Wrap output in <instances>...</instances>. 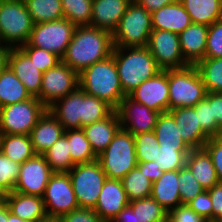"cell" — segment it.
<instances>
[{
	"label": "cell",
	"instance_id": "6da1fadb",
	"mask_svg": "<svg viewBox=\"0 0 222 222\" xmlns=\"http://www.w3.org/2000/svg\"><path fill=\"white\" fill-rule=\"evenodd\" d=\"M112 33L92 26H77L61 62L78 74L112 55Z\"/></svg>",
	"mask_w": 222,
	"mask_h": 222
},
{
	"label": "cell",
	"instance_id": "7a4b0ae2",
	"mask_svg": "<svg viewBox=\"0 0 222 222\" xmlns=\"http://www.w3.org/2000/svg\"><path fill=\"white\" fill-rule=\"evenodd\" d=\"M112 55L126 95L162 71L147 46L114 47Z\"/></svg>",
	"mask_w": 222,
	"mask_h": 222
},
{
	"label": "cell",
	"instance_id": "3957f363",
	"mask_svg": "<svg viewBox=\"0 0 222 222\" xmlns=\"http://www.w3.org/2000/svg\"><path fill=\"white\" fill-rule=\"evenodd\" d=\"M79 87L117 109L126 96L120 84L113 55L85 68L79 74Z\"/></svg>",
	"mask_w": 222,
	"mask_h": 222
},
{
	"label": "cell",
	"instance_id": "277c9868",
	"mask_svg": "<svg viewBox=\"0 0 222 222\" xmlns=\"http://www.w3.org/2000/svg\"><path fill=\"white\" fill-rule=\"evenodd\" d=\"M97 161L107 178L121 180L138 165L134 136L120 128Z\"/></svg>",
	"mask_w": 222,
	"mask_h": 222
},
{
	"label": "cell",
	"instance_id": "5b68a950",
	"mask_svg": "<svg viewBox=\"0 0 222 222\" xmlns=\"http://www.w3.org/2000/svg\"><path fill=\"white\" fill-rule=\"evenodd\" d=\"M33 21L24 1L0 0V42L8 48H19L29 40Z\"/></svg>",
	"mask_w": 222,
	"mask_h": 222
},
{
	"label": "cell",
	"instance_id": "8992f818",
	"mask_svg": "<svg viewBox=\"0 0 222 222\" xmlns=\"http://www.w3.org/2000/svg\"><path fill=\"white\" fill-rule=\"evenodd\" d=\"M152 30L151 13L132 0L112 33L113 46H147Z\"/></svg>",
	"mask_w": 222,
	"mask_h": 222
},
{
	"label": "cell",
	"instance_id": "52a82bcc",
	"mask_svg": "<svg viewBox=\"0 0 222 222\" xmlns=\"http://www.w3.org/2000/svg\"><path fill=\"white\" fill-rule=\"evenodd\" d=\"M169 110L194 107L206 96L205 85L194 65L168 70Z\"/></svg>",
	"mask_w": 222,
	"mask_h": 222
},
{
	"label": "cell",
	"instance_id": "ba28073f",
	"mask_svg": "<svg viewBox=\"0 0 222 222\" xmlns=\"http://www.w3.org/2000/svg\"><path fill=\"white\" fill-rule=\"evenodd\" d=\"M48 108L36 97L0 108V134L30 135Z\"/></svg>",
	"mask_w": 222,
	"mask_h": 222
},
{
	"label": "cell",
	"instance_id": "9c48e42d",
	"mask_svg": "<svg viewBox=\"0 0 222 222\" xmlns=\"http://www.w3.org/2000/svg\"><path fill=\"white\" fill-rule=\"evenodd\" d=\"M68 173L79 208L94 209L107 179L100 163L76 164Z\"/></svg>",
	"mask_w": 222,
	"mask_h": 222
},
{
	"label": "cell",
	"instance_id": "30bf717a",
	"mask_svg": "<svg viewBox=\"0 0 222 222\" xmlns=\"http://www.w3.org/2000/svg\"><path fill=\"white\" fill-rule=\"evenodd\" d=\"M75 29L76 26L66 18L37 23L33 25L27 43L62 58L72 40Z\"/></svg>",
	"mask_w": 222,
	"mask_h": 222
},
{
	"label": "cell",
	"instance_id": "8fae6325",
	"mask_svg": "<svg viewBox=\"0 0 222 222\" xmlns=\"http://www.w3.org/2000/svg\"><path fill=\"white\" fill-rule=\"evenodd\" d=\"M48 218L59 217L79 209L69 173H53L42 196Z\"/></svg>",
	"mask_w": 222,
	"mask_h": 222
},
{
	"label": "cell",
	"instance_id": "7c38bea8",
	"mask_svg": "<svg viewBox=\"0 0 222 222\" xmlns=\"http://www.w3.org/2000/svg\"><path fill=\"white\" fill-rule=\"evenodd\" d=\"M147 48L162 71L189 66L183 58L177 33L153 29L149 35Z\"/></svg>",
	"mask_w": 222,
	"mask_h": 222
},
{
	"label": "cell",
	"instance_id": "4fadbf2b",
	"mask_svg": "<svg viewBox=\"0 0 222 222\" xmlns=\"http://www.w3.org/2000/svg\"><path fill=\"white\" fill-rule=\"evenodd\" d=\"M79 87V74L60 62L43 73L40 94L36 97L47 108Z\"/></svg>",
	"mask_w": 222,
	"mask_h": 222
},
{
	"label": "cell",
	"instance_id": "5bb4252c",
	"mask_svg": "<svg viewBox=\"0 0 222 222\" xmlns=\"http://www.w3.org/2000/svg\"><path fill=\"white\" fill-rule=\"evenodd\" d=\"M52 174L44 155L35 154L20 164V173L14 191L42 197Z\"/></svg>",
	"mask_w": 222,
	"mask_h": 222
},
{
	"label": "cell",
	"instance_id": "9a60e30c",
	"mask_svg": "<svg viewBox=\"0 0 222 222\" xmlns=\"http://www.w3.org/2000/svg\"><path fill=\"white\" fill-rule=\"evenodd\" d=\"M121 128L133 136L139 133L154 131L160 112L132 100L126 95L116 109Z\"/></svg>",
	"mask_w": 222,
	"mask_h": 222
},
{
	"label": "cell",
	"instance_id": "2e32d148",
	"mask_svg": "<svg viewBox=\"0 0 222 222\" xmlns=\"http://www.w3.org/2000/svg\"><path fill=\"white\" fill-rule=\"evenodd\" d=\"M128 96L149 109L164 113L169 111L168 70L159 72L135 88Z\"/></svg>",
	"mask_w": 222,
	"mask_h": 222
},
{
	"label": "cell",
	"instance_id": "e0dca14e",
	"mask_svg": "<svg viewBox=\"0 0 222 222\" xmlns=\"http://www.w3.org/2000/svg\"><path fill=\"white\" fill-rule=\"evenodd\" d=\"M7 65L32 97L40 94L43 73L20 48L9 49Z\"/></svg>",
	"mask_w": 222,
	"mask_h": 222
},
{
	"label": "cell",
	"instance_id": "ac0fdd59",
	"mask_svg": "<svg viewBox=\"0 0 222 222\" xmlns=\"http://www.w3.org/2000/svg\"><path fill=\"white\" fill-rule=\"evenodd\" d=\"M174 118L182 140L191 149H202L211 138L199 124L194 107L174 108L168 111Z\"/></svg>",
	"mask_w": 222,
	"mask_h": 222
},
{
	"label": "cell",
	"instance_id": "d6986e66",
	"mask_svg": "<svg viewBox=\"0 0 222 222\" xmlns=\"http://www.w3.org/2000/svg\"><path fill=\"white\" fill-rule=\"evenodd\" d=\"M168 211L152 197L129 201L112 222H166Z\"/></svg>",
	"mask_w": 222,
	"mask_h": 222
},
{
	"label": "cell",
	"instance_id": "ffe728a7",
	"mask_svg": "<svg viewBox=\"0 0 222 222\" xmlns=\"http://www.w3.org/2000/svg\"><path fill=\"white\" fill-rule=\"evenodd\" d=\"M128 204L129 200L121 180L107 178L94 210L104 222H112Z\"/></svg>",
	"mask_w": 222,
	"mask_h": 222
},
{
	"label": "cell",
	"instance_id": "44dd1931",
	"mask_svg": "<svg viewBox=\"0 0 222 222\" xmlns=\"http://www.w3.org/2000/svg\"><path fill=\"white\" fill-rule=\"evenodd\" d=\"M48 110L62 124L64 130L81 128L82 89L77 87L65 97L55 101Z\"/></svg>",
	"mask_w": 222,
	"mask_h": 222
},
{
	"label": "cell",
	"instance_id": "7402d4cb",
	"mask_svg": "<svg viewBox=\"0 0 222 222\" xmlns=\"http://www.w3.org/2000/svg\"><path fill=\"white\" fill-rule=\"evenodd\" d=\"M4 200L10 212L29 222H40L48 218L41 196L26 195L15 191L5 194Z\"/></svg>",
	"mask_w": 222,
	"mask_h": 222
},
{
	"label": "cell",
	"instance_id": "603a6c76",
	"mask_svg": "<svg viewBox=\"0 0 222 222\" xmlns=\"http://www.w3.org/2000/svg\"><path fill=\"white\" fill-rule=\"evenodd\" d=\"M131 1L93 0L90 26L113 33Z\"/></svg>",
	"mask_w": 222,
	"mask_h": 222
},
{
	"label": "cell",
	"instance_id": "cb8c5ba5",
	"mask_svg": "<svg viewBox=\"0 0 222 222\" xmlns=\"http://www.w3.org/2000/svg\"><path fill=\"white\" fill-rule=\"evenodd\" d=\"M207 35L208 26L197 23H191L179 34L183 58L189 65L205 58Z\"/></svg>",
	"mask_w": 222,
	"mask_h": 222
},
{
	"label": "cell",
	"instance_id": "d4e9b609",
	"mask_svg": "<svg viewBox=\"0 0 222 222\" xmlns=\"http://www.w3.org/2000/svg\"><path fill=\"white\" fill-rule=\"evenodd\" d=\"M64 131L62 124L47 110L30 133L35 154L43 155Z\"/></svg>",
	"mask_w": 222,
	"mask_h": 222
},
{
	"label": "cell",
	"instance_id": "484cf974",
	"mask_svg": "<svg viewBox=\"0 0 222 222\" xmlns=\"http://www.w3.org/2000/svg\"><path fill=\"white\" fill-rule=\"evenodd\" d=\"M120 128L119 116L117 111L114 110L105 119L87 125L82 129L94 154L98 157L108 147Z\"/></svg>",
	"mask_w": 222,
	"mask_h": 222
},
{
	"label": "cell",
	"instance_id": "4316f807",
	"mask_svg": "<svg viewBox=\"0 0 222 222\" xmlns=\"http://www.w3.org/2000/svg\"><path fill=\"white\" fill-rule=\"evenodd\" d=\"M152 29L166 30L180 34L191 23V19L182 3H170L151 14Z\"/></svg>",
	"mask_w": 222,
	"mask_h": 222
},
{
	"label": "cell",
	"instance_id": "83f0119b",
	"mask_svg": "<svg viewBox=\"0 0 222 222\" xmlns=\"http://www.w3.org/2000/svg\"><path fill=\"white\" fill-rule=\"evenodd\" d=\"M186 166L205 190L219 183L211 156L204 148L192 149L186 156Z\"/></svg>",
	"mask_w": 222,
	"mask_h": 222
},
{
	"label": "cell",
	"instance_id": "f1b7e54d",
	"mask_svg": "<svg viewBox=\"0 0 222 222\" xmlns=\"http://www.w3.org/2000/svg\"><path fill=\"white\" fill-rule=\"evenodd\" d=\"M178 185V170L166 171L152 183L151 197L169 212L182 204Z\"/></svg>",
	"mask_w": 222,
	"mask_h": 222
},
{
	"label": "cell",
	"instance_id": "f546056e",
	"mask_svg": "<svg viewBox=\"0 0 222 222\" xmlns=\"http://www.w3.org/2000/svg\"><path fill=\"white\" fill-rule=\"evenodd\" d=\"M192 23L210 26L222 19V0H180Z\"/></svg>",
	"mask_w": 222,
	"mask_h": 222
},
{
	"label": "cell",
	"instance_id": "4dcf8cb0",
	"mask_svg": "<svg viewBox=\"0 0 222 222\" xmlns=\"http://www.w3.org/2000/svg\"><path fill=\"white\" fill-rule=\"evenodd\" d=\"M0 152L22 164L35 155L30 135L0 134Z\"/></svg>",
	"mask_w": 222,
	"mask_h": 222
},
{
	"label": "cell",
	"instance_id": "1f68e13d",
	"mask_svg": "<svg viewBox=\"0 0 222 222\" xmlns=\"http://www.w3.org/2000/svg\"><path fill=\"white\" fill-rule=\"evenodd\" d=\"M32 96L23 83L15 76L11 68L6 67L0 72V108L27 101Z\"/></svg>",
	"mask_w": 222,
	"mask_h": 222
},
{
	"label": "cell",
	"instance_id": "d6a6232c",
	"mask_svg": "<svg viewBox=\"0 0 222 222\" xmlns=\"http://www.w3.org/2000/svg\"><path fill=\"white\" fill-rule=\"evenodd\" d=\"M154 133L160 147L190 148L181 138L180 131L169 112L161 113L157 119Z\"/></svg>",
	"mask_w": 222,
	"mask_h": 222
},
{
	"label": "cell",
	"instance_id": "836d02e7",
	"mask_svg": "<svg viewBox=\"0 0 222 222\" xmlns=\"http://www.w3.org/2000/svg\"><path fill=\"white\" fill-rule=\"evenodd\" d=\"M43 155L53 173H68L76 165L71 159L69 143L65 134Z\"/></svg>",
	"mask_w": 222,
	"mask_h": 222
},
{
	"label": "cell",
	"instance_id": "e575fe53",
	"mask_svg": "<svg viewBox=\"0 0 222 222\" xmlns=\"http://www.w3.org/2000/svg\"><path fill=\"white\" fill-rule=\"evenodd\" d=\"M34 24L64 18L62 0H24Z\"/></svg>",
	"mask_w": 222,
	"mask_h": 222
},
{
	"label": "cell",
	"instance_id": "d590c367",
	"mask_svg": "<svg viewBox=\"0 0 222 222\" xmlns=\"http://www.w3.org/2000/svg\"><path fill=\"white\" fill-rule=\"evenodd\" d=\"M64 134L68 139L71 159L75 164L90 163L97 160V156L94 154L82 128L65 130Z\"/></svg>",
	"mask_w": 222,
	"mask_h": 222
},
{
	"label": "cell",
	"instance_id": "8d00e7d4",
	"mask_svg": "<svg viewBox=\"0 0 222 222\" xmlns=\"http://www.w3.org/2000/svg\"><path fill=\"white\" fill-rule=\"evenodd\" d=\"M194 66L207 92L222 93V57L204 58Z\"/></svg>",
	"mask_w": 222,
	"mask_h": 222
},
{
	"label": "cell",
	"instance_id": "74e56055",
	"mask_svg": "<svg viewBox=\"0 0 222 222\" xmlns=\"http://www.w3.org/2000/svg\"><path fill=\"white\" fill-rule=\"evenodd\" d=\"M121 182L129 201L151 197L153 182L137 166Z\"/></svg>",
	"mask_w": 222,
	"mask_h": 222
},
{
	"label": "cell",
	"instance_id": "f35d334b",
	"mask_svg": "<svg viewBox=\"0 0 222 222\" xmlns=\"http://www.w3.org/2000/svg\"><path fill=\"white\" fill-rule=\"evenodd\" d=\"M113 111L114 109L105 101L86 94L82 90V117H80L81 128L105 119Z\"/></svg>",
	"mask_w": 222,
	"mask_h": 222
},
{
	"label": "cell",
	"instance_id": "ab89813d",
	"mask_svg": "<svg viewBox=\"0 0 222 222\" xmlns=\"http://www.w3.org/2000/svg\"><path fill=\"white\" fill-rule=\"evenodd\" d=\"M93 0H62L64 18L77 26H90Z\"/></svg>",
	"mask_w": 222,
	"mask_h": 222
},
{
	"label": "cell",
	"instance_id": "60d3db41",
	"mask_svg": "<svg viewBox=\"0 0 222 222\" xmlns=\"http://www.w3.org/2000/svg\"><path fill=\"white\" fill-rule=\"evenodd\" d=\"M191 150V148L160 147L157 149L155 165L163 172L179 170L186 165V156Z\"/></svg>",
	"mask_w": 222,
	"mask_h": 222
},
{
	"label": "cell",
	"instance_id": "b9f144b4",
	"mask_svg": "<svg viewBox=\"0 0 222 222\" xmlns=\"http://www.w3.org/2000/svg\"><path fill=\"white\" fill-rule=\"evenodd\" d=\"M134 140L137 161H155L160 145L154 131L136 134Z\"/></svg>",
	"mask_w": 222,
	"mask_h": 222
},
{
	"label": "cell",
	"instance_id": "7bdbcfd3",
	"mask_svg": "<svg viewBox=\"0 0 222 222\" xmlns=\"http://www.w3.org/2000/svg\"><path fill=\"white\" fill-rule=\"evenodd\" d=\"M178 182L182 204L189 203L205 190L186 165L178 170Z\"/></svg>",
	"mask_w": 222,
	"mask_h": 222
},
{
	"label": "cell",
	"instance_id": "ee69618b",
	"mask_svg": "<svg viewBox=\"0 0 222 222\" xmlns=\"http://www.w3.org/2000/svg\"><path fill=\"white\" fill-rule=\"evenodd\" d=\"M19 48L31 59V61H34V64L42 73H45L50 68L56 67L61 62V58L56 54L45 49L30 46L28 43Z\"/></svg>",
	"mask_w": 222,
	"mask_h": 222
},
{
	"label": "cell",
	"instance_id": "f6af8a7d",
	"mask_svg": "<svg viewBox=\"0 0 222 222\" xmlns=\"http://www.w3.org/2000/svg\"><path fill=\"white\" fill-rule=\"evenodd\" d=\"M20 173V164L0 152V191L5 195L14 191Z\"/></svg>",
	"mask_w": 222,
	"mask_h": 222
},
{
	"label": "cell",
	"instance_id": "bcb514c9",
	"mask_svg": "<svg viewBox=\"0 0 222 222\" xmlns=\"http://www.w3.org/2000/svg\"><path fill=\"white\" fill-rule=\"evenodd\" d=\"M222 57V19L216 20L208 27L205 58Z\"/></svg>",
	"mask_w": 222,
	"mask_h": 222
},
{
	"label": "cell",
	"instance_id": "7dc6e473",
	"mask_svg": "<svg viewBox=\"0 0 222 222\" xmlns=\"http://www.w3.org/2000/svg\"><path fill=\"white\" fill-rule=\"evenodd\" d=\"M195 111L198 113L199 124L202 129L210 136H218V125L213 119L212 104L204 98L195 106Z\"/></svg>",
	"mask_w": 222,
	"mask_h": 222
},
{
	"label": "cell",
	"instance_id": "c3c4849f",
	"mask_svg": "<svg viewBox=\"0 0 222 222\" xmlns=\"http://www.w3.org/2000/svg\"><path fill=\"white\" fill-rule=\"evenodd\" d=\"M211 156L214 168L217 172L219 183H222V134L211 137L203 147Z\"/></svg>",
	"mask_w": 222,
	"mask_h": 222
},
{
	"label": "cell",
	"instance_id": "681fc988",
	"mask_svg": "<svg viewBox=\"0 0 222 222\" xmlns=\"http://www.w3.org/2000/svg\"><path fill=\"white\" fill-rule=\"evenodd\" d=\"M166 222H209L198 215L187 204H180L168 212Z\"/></svg>",
	"mask_w": 222,
	"mask_h": 222
},
{
	"label": "cell",
	"instance_id": "f907efd6",
	"mask_svg": "<svg viewBox=\"0 0 222 222\" xmlns=\"http://www.w3.org/2000/svg\"><path fill=\"white\" fill-rule=\"evenodd\" d=\"M187 205L198 215L204 217L207 221L212 222V201L208 190H204L197 195Z\"/></svg>",
	"mask_w": 222,
	"mask_h": 222
},
{
	"label": "cell",
	"instance_id": "816d5d0a",
	"mask_svg": "<svg viewBox=\"0 0 222 222\" xmlns=\"http://www.w3.org/2000/svg\"><path fill=\"white\" fill-rule=\"evenodd\" d=\"M59 222H104L94 209L79 208L58 218Z\"/></svg>",
	"mask_w": 222,
	"mask_h": 222
},
{
	"label": "cell",
	"instance_id": "f5cc1de1",
	"mask_svg": "<svg viewBox=\"0 0 222 222\" xmlns=\"http://www.w3.org/2000/svg\"><path fill=\"white\" fill-rule=\"evenodd\" d=\"M205 98L212 104L213 119L218 125V136L222 134V93L207 92Z\"/></svg>",
	"mask_w": 222,
	"mask_h": 222
},
{
	"label": "cell",
	"instance_id": "db71d44e",
	"mask_svg": "<svg viewBox=\"0 0 222 222\" xmlns=\"http://www.w3.org/2000/svg\"><path fill=\"white\" fill-rule=\"evenodd\" d=\"M212 201V222L222 218V183L214 185L208 189Z\"/></svg>",
	"mask_w": 222,
	"mask_h": 222
},
{
	"label": "cell",
	"instance_id": "11a10c76",
	"mask_svg": "<svg viewBox=\"0 0 222 222\" xmlns=\"http://www.w3.org/2000/svg\"><path fill=\"white\" fill-rule=\"evenodd\" d=\"M137 167L141 172H144L146 177L149 178L152 182L158 180L164 173L160 170L159 167L155 165L154 161L138 162Z\"/></svg>",
	"mask_w": 222,
	"mask_h": 222
},
{
	"label": "cell",
	"instance_id": "9f6ffc18",
	"mask_svg": "<svg viewBox=\"0 0 222 222\" xmlns=\"http://www.w3.org/2000/svg\"><path fill=\"white\" fill-rule=\"evenodd\" d=\"M149 13H153L156 10L173 2H179L180 0H135Z\"/></svg>",
	"mask_w": 222,
	"mask_h": 222
},
{
	"label": "cell",
	"instance_id": "6f0895ef",
	"mask_svg": "<svg viewBox=\"0 0 222 222\" xmlns=\"http://www.w3.org/2000/svg\"><path fill=\"white\" fill-rule=\"evenodd\" d=\"M9 49L10 48L3 46V45L0 47V72L7 65V55H8Z\"/></svg>",
	"mask_w": 222,
	"mask_h": 222
},
{
	"label": "cell",
	"instance_id": "680465c9",
	"mask_svg": "<svg viewBox=\"0 0 222 222\" xmlns=\"http://www.w3.org/2000/svg\"><path fill=\"white\" fill-rule=\"evenodd\" d=\"M8 205L5 200L0 201V222H7Z\"/></svg>",
	"mask_w": 222,
	"mask_h": 222
},
{
	"label": "cell",
	"instance_id": "91938a15",
	"mask_svg": "<svg viewBox=\"0 0 222 222\" xmlns=\"http://www.w3.org/2000/svg\"><path fill=\"white\" fill-rule=\"evenodd\" d=\"M7 222H29V221H25V220L19 218L18 216L13 215L8 208Z\"/></svg>",
	"mask_w": 222,
	"mask_h": 222
},
{
	"label": "cell",
	"instance_id": "94428289",
	"mask_svg": "<svg viewBox=\"0 0 222 222\" xmlns=\"http://www.w3.org/2000/svg\"><path fill=\"white\" fill-rule=\"evenodd\" d=\"M40 222H59L58 219H54V218H47L43 221H40Z\"/></svg>",
	"mask_w": 222,
	"mask_h": 222
},
{
	"label": "cell",
	"instance_id": "6125c7cd",
	"mask_svg": "<svg viewBox=\"0 0 222 222\" xmlns=\"http://www.w3.org/2000/svg\"><path fill=\"white\" fill-rule=\"evenodd\" d=\"M4 194L0 191V201L4 200Z\"/></svg>",
	"mask_w": 222,
	"mask_h": 222
},
{
	"label": "cell",
	"instance_id": "be15d7a7",
	"mask_svg": "<svg viewBox=\"0 0 222 222\" xmlns=\"http://www.w3.org/2000/svg\"><path fill=\"white\" fill-rule=\"evenodd\" d=\"M213 222H222V218H218V219L214 220Z\"/></svg>",
	"mask_w": 222,
	"mask_h": 222
},
{
	"label": "cell",
	"instance_id": "e7e4bbea",
	"mask_svg": "<svg viewBox=\"0 0 222 222\" xmlns=\"http://www.w3.org/2000/svg\"><path fill=\"white\" fill-rule=\"evenodd\" d=\"M1 1H9V0H1ZM11 1H24V0H11Z\"/></svg>",
	"mask_w": 222,
	"mask_h": 222
}]
</instances>
